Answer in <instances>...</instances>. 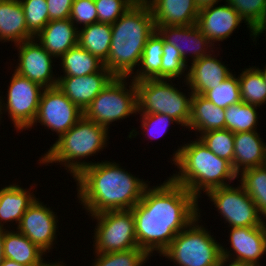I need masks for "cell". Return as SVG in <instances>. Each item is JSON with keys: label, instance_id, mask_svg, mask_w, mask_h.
Segmentation results:
<instances>
[{"label": "cell", "instance_id": "obj_38", "mask_svg": "<svg viewBox=\"0 0 266 266\" xmlns=\"http://www.w3.org/2000/svg\"><path fill=\"white\" fill-rule=\"evenodd\" d=\"M22 4L27 30L35 37L49 22L46 0H19Z\"/></svg>", "mask_w": 266, "mask_h": 266}, {"label": "cell", "instance_id": "obj_30", "mask_svg": "<svg viewBox=\"0 0 266 266\" xmlns=\"http://www.w3.org/2000/svg\"><path fill=\"white\" fill-rule=\"evenodd\" d=\"M241 101L262 108L266 105V83L261 72L252 66L238 74Z\"/></svg>", "mask_w": 266, "mask_h": 266}, {"label": "cell", "instance_id": "obj_25", "mask_svg": "<svg viewBox=\"0 0 266 266\" xmlns=\"http://www.w3.org/2000/svg\"><path fill=\"white\" fill-rule=\"evenodd\" d=\"M187 129L198 133L196 137L204 132L225 129V109L215 106L203 95L193 94Z\"/></svg>", "mask_w": 266, "mask_h": 266}, {"label": "cell", "instance_id": "obj_23", "mask_svg": "<svg viewBox=\"0 0 266 266\" xmlns=\"http://www.w3.org/2000/svg\"><path fill=\"white\" fill-rule=\"evenodd\" d=\"M266 164V142L258 131L234 134L233 171H242Z\"/></svg>", "mask_w": 266, "mask_h": 266}, {"label": "cell", "instance_id": "obj_2", "mask_svg": "<svg viewBox=\"0 0 266 266\" xmlns=\"http://www.w3.org/2000/svg\"><path fill=\"white\" fill-rule=\"evenodd\" d=\"M140 178L126 171L118 162L98 161L85 167L73 179L77 186V201L88 215L131 210L151 182Z\"/></svg>", "mask_w": 266, "mask_h": 266}, {"label": "cell", "instance_id": "obj_4", "mask_svg": "<svg viewBox=\"0 0 266 266\" xmlns=\"http://www.w3.org/2000/svg\"><path fill=\"white\" fill-rule=\"evenodd\" d=\"M109 56L103 65L115 77H131L148 38L156 30L148 3H135L114 24Z\"/></svg>", "mask_w": 266, "mask_h": 266}, {"label": "cell", "instance_id": "obj_41", "mask_svg": "<svg viewBox=\"0 0 266 266\" xmlns=\"http://www.w3.org/2000/svg\"><path fill=\"white\" fill-rule=\"evenodd\" d=\"M69 18L78 29L97 23L98 15L94 0H74Z\"/></svg>", "mask_w": 266, "mask_h": 266}, {"label": "cell", "instance_id": "obj_17", "mask_svg": "<svg viewBox=\"0 0 266 266\" xmlns=\"http://www.w3.org/2000/svg\"><path fill=\"white\" fill-rule=\"evenodd\" d=\"M155 28L166 42L179 50L183 60L187 64L190 61L193 62L201 59L203 56L209 55L216 49L206 35L201 32L197 24Z\"/></svg>", "mask_w": 266, "mask_h": 266}, {"label": "cell", "instance_id": "obj_40", "mask_svg": "<svg viewBox=\"0 0 266 266\" xmlns=\"http://www.w3.org/2000/svg\"><path fill=\"white\" fill-rule=\"evenodd\" d=\"M98 22L114 24L136 2L134 0H94Z\"/></svg>", "mask_w": 266, "mask_h": 266}, {"label": "cell", "instance_id": "obj_36", "mask_svg": "<svg viewBox=\"0 0 266 266\" xmlns=\"http://www.w3.org/2000/svg\"><path fill=\"white\" fill-rule=\"evenodd\" d=\"M188 65L182 58L179 50L164 40L161 63V79L184 78L188 76ZM186 71V72H185Z\"/></svg>", "mask_w": 266, "mask_h": 266}, {"label": "cell", "instance_id": "obj_39", "mask_svg": "<svg viewBox=\"0 0 266 266\" xmlns=\"http://www.w3.org/2000/svg\"><path fill=\"white\" fill-rule=\"evenodd\" d=\"M140 115V125L142 131L147 134L149 140L158 139L167 134L170 126L173 124L180 125V123L169 115L152 113V114H136ZM171 124V125H170ZM151 137V138H150Z\"/></svg>", "mask_w": 266, "mask_h": 266}, {"label": "cell", "instance_id": "obj_12", "mask_svg": "<svg viewBox=\"0 0 266 266\" xmlns=\"http://www.w3.org/2000/svg\"><path fill=\"white\" fill-rule=\"evenodd\" d=\"M83 117V111L71 102L57 87L44 88L38 106V112L31 130L39 123L51 130L59 139ZM33 127V128H32Z\"/></svg>", "mask_w": 266, "mask_h": 266}, {"label": "cell", "instance_id": "obj_14", "mask_svg": "<svg viewBox=\"0 0 266 266\" xmlns=\"http://www.w3.org/2000/svg\"><path fill=\"white\" fill-rule=\"evenodd\" d=\"M14 47L18 51V59L14 67L16 69L13 71L43 88L57 86L59 74L53 72L55 67L53 63L57 59L48 53L35 38L16 44Z\"/></svg>", "mask_w": 266, "mask_h": 266}, {"label": "cell", "instance_id": "obj_51", "mask_svg": "<svg viewBox=\"0 0 266 266\" xmlns=\"http://www.w3.org/2000/svg\"><path fill=\"white\" fill-rule=\"evenodd\" d=\"M64 261L62 260L57 266H65V262L63 263Z\"/></svg>", "mask_w": 266, "mask_h": 266}, {"label": "cell", "instance_id": "obj_19", "mask_svg": "<svg viewBox=\"0 0 266 266\" xmlns=\"http://www.w3.org/2000/svg\"><path fill=\"white\" fill-rule=\"evenodd\" d=\"M218 48L220 49L217 47L209 55L189 63L186 82L193 94L203 95L233 74L228 64L222 62L223 58H217L220 56Z\"/></svg>", "mask_w": 266, "mask_h": 266}, {"label": "cell", "instance_id": "obj_46", "mask_svg": "<svg viewBox=\"0 0 266 266\" xmlns=\"http://www.w3.org/2000/svg\"><path fill=\"white\" fill-rule=\"evenodd\" d=\"M0 266H27V265H22V264H19L13 260L4 258L3 261L1 262Z\"/></svg>", "mask_w": 266, "mask_h": 266}, {"label": "cell", "instance_id": "obj_37", "mask_svg": "<svg viewBox=\"0 0 266 266\" xmlns=\"http://www.w3.org/2000/svg\"><path fill=\"white\" fill-rule=\"evenodd\" d=\"M255 31L266 20V0H224Z\"/></svg>", "mask_w": 266, "mask_h": 266}, {"label": "cell", "instance_id": "obj_29", "mask_svg": "<svg viewBox=\"0 0 266 266\" xmlns=\"http://www.w3.org/2000/svg\"><path fill=\"white\" fill-rule=\"evenodd\" d=\"M62 75L58 77L85 76L98 72L104 65L96 56L83 49L79 44L72 47L59 59Z\"/></svg>", "mask_w": 266, "mask_h": 266}, {"label": "cell", "instance_id": "obj_31", "mask_svg": "<svg viewBox=\"0 0 266 266\" xmlns=\"http://www.w3.org/2000/svg\"><path fill=\"white\" fill-rule=\"evenodd\" d=\"M259 107L243 101L225 109V129L233 133L257 131Z\"/></svg>", "mask_w": 266, "mask_h": 266}, {"label": "cell", "instance_id": "obj_44", "mask_svg": "<svg viewBox=\"0 0 266 266\" xmlns=\"http://www.w3.org/2000/svg\"><path fill=\"white\" fill-rule=\"evenodd\" d=\"M221 1L223 0H195L199 10L214 4H219Z\"/></svg>", "mask_w": 266, "mask_h": 266}, {"label": "cell", "instance_id": "obj_42", "mask_svg": "<svg viewBox=\"0 0 266 266\" xmlns=\"http://www.w3.org/2000/svg\"><path fill=\"white\" fill-rule=\"evenodd\" d=\"M48 6L49 21L64 20L70 17L74 0H46Z\"/></svg>", "mask_w": 266, "mask_h": 266}, {"label": "cell", "instance_id": "obj_26", "mask_svg": "<svg viewBox=\"0 0 266 266\" xmlns=\"http://www.w3.org/2000/svg\"><path fill=\"white\" fill-rule=\"evenodd\" d=\"M4 258L27 266H42L46 254L16 229L3 230Z\"/></svg>", "mask_w": 266, "mask_h": 266}, {"label": "cell", "instance_id": "obj_28", "mask_svg": "<svg viewBox=\"0 0 266 266\" xmlns=\"http://www.w3.org/2000/svg\"><path fill=\"white\" fill-rule=\"evenodd\" d=\"M111 40V24L97 22L79 29L78 44L103 63L109 56Z\"/></svg>", "mask_w": 266, "mask_h": 266}, {"label": "cell", "instance_id": "obj_45", "mask_svg": "<svg viewBox=\"0 0 266 266\" xmlns=\"http://www.w3.org/2000/svg\"><path fill=\"white\" fill-rule=\"evenodd\" d=\"M262 33L265 37L266 40V20L255 30V44L256 45V41L260 38L259 36H262Z\"/></svg>", "mask_w": 266, "mask_h": 266}, {"label": "cell", "instance_id": "obj_13", "mask_svg": "<svg viewBox=\"0 0 266 266\" xmlns=\"http://www.w3.org/2000/svg\"><path fill=\"white\" fill-rule=\"evenodd\" d=\"M36 198L23 214L15 229L26 236L46 255L57 248V233H59V219L54 208ZM45 204V205H44ZM52 208V209H51ZM56 213V214H55Z\"/></svg>", "mask_w": 266, "mask_h": 266}, {"label": "cell", "instance_id": "obj_16", "mask_svg": "<svg viewBox=\"0 0 266 266\" xmlns=\"http://www.w3.org/2000/svg\"><path fill=\"white\" fill-rule=\"evenodd\" d=\"M228 231L230 249L222 243L221 255L253 266H262L260 261L266 254V222L261 226L231 227Z\"/></svg>", "mask_w": 266, "mask_h": 266}, {"label": "cell", "instance_id": "obj_33", "mask_svg": "<svg viewBox=\"0 0 266 266\" xmlns=\"http://www.w3.org/2000/svg\"><path fill=\"white\" fill-rule=\"evenodd\" d=\"M93 253L95 257L92 260V266H145L151 257L141 248L111 253Z\"/></svg>", "mask_w": 266, "mask_h": 266}, {"label": "cell", "instance_id": "obj_35", "mask_svg": "<svg viewBox=\"0 0 266 266\" xmlns=\"http://www.w3.org/2000/svg\"><path fill=\"white\" fill-rule=\"evenodd\" d=\"M215 106L226 109L230 105L241 102L238 75L232 74L217 87L203 94Z\"/></svg>", "mask_w": 266, "mask_h": 266}, {"label": "cell", "instance_id": "obj_20", "mask_svg": "<svg viewBox=\"0 0 266 266\" xmlns=\"http://www.w3.org/2000/svg\"><path fill=\"white\" fill-rule=\"evenodd\" d=\"M31 185L29 188H24L17 182L0 188V229H14L15 225L18 226L23 214L37 198L34 189L38 184L34 182Z\"/></svg>", "mask_w": 266, "mask_h": 266}, {"label": "cell", "instance_id": "obj_43", "mask_svg": "<svg viewBox=\"0 0 266 266\" xmlns=\"http://www.w3.org/2000/svg\"><path fill=\"white\" fill-rule=\"evenodd\" d=\"M217 266H253L246 262L232 260L226 257L221 256Z\"/></svg>", "mask_w": 266, "mask_h": 266}, {"label": "cell", "instance_id": "obj_6", "mask_svg": "<svg viewBox=\"0 0 266 266\" xmlns=\"http://www.w3.org/2000/svg\"><path fill=\"white\" fill-rule=\"evenodd\" d=\"M176 79H146L135 82L137 89V114L159 113L169 115L187 130L191 114L192 90L182 80L189 92L185 93L173 83Z\"/></svg>", "mask_w": 266, "mask_h": 266}, {"label": "cell", "instance_id": "obj_11", "mask_svg": "<svg viewBox=\"0 0 266 266\" xmlns=\"http://www.w3.org/2000/svg\"><path fill=\"white\" fill-rule=\"evenodd\" d=\"M211 189L205 193L216 211L223 218L224 224L231 227L261 226L266 220L240 183Z\"/></svg>", "mask_w": 266, "mask_h": 266}, {"label": "cell", "instance_id": "obj_3", "mask_svg": "<svg viewBox=\"0 0 266 266\" xmlns=\"http://www.w3.org/2000/svg\"><path fill=\"white\" fill-rule=\"evenodd\" d=\"M177 147L170 161L177 166L178 171L170 178L184 186L198 200L202 193L238 180L232 164L212 153L198 137Z\"/></svg>", "mask_w": 266, "mask_h": 266}, {"label": "cell", "instance_id": "obj_32", "mask_svg": "<svg viewBox=\"0 0 266 266\" xmlns=\"http://www.w3.org/2000/svg\"><path fill=\"white\" fill-rule=\"evenodd\" d=\"M237 177L250 198L258 208V212L266 220V164L242 171Z\"/></svg>", "mask_w": 266, "mask_h": 266}, {"label": "cell", "instance_id": "obj_22", "mask_svg": "<svg viewBox=\"0 0 266 266\" xmlns=\"http://www.w3.org/2000/svg\"><path fill=\"white\" fill-rule=\"evenodd\" d=\"M79 29L70 18L52 20L35 36L43 48L56 59L78 44Z\"/></svg>", "mask_w": 266, "mask_h": 266}, {"label": "cell", "instance_id": "obj_49", "mask_svg": "<svg viewBox=\"0 0 266 266\" xmlns=\"http://www.w3.org/2000/svg\"><path fill=\"white\" fill-rule=\"evenodd\" d=\"M262 74L263 78H264V81L266 83V65L263 67V68H260V67H256Z\"/></svg>", "mask_w": 266, "mask_h": 266}, {"label": "cell", "instance_id": "obj_9", "mask_svg": "<svg viewBox=\"0 0 266 266\" xmlns=\"http://www.w3.org/2000/svg\"><path fill=\"white\" fill-rule=\"evenodd\" d=\"M96 221L93 252L111 253L139 248L132 210L105 211L88 215Z\"/></svg>", "mask_w": 266, "mask_h": 266}, {"label": "cell", "instance_id": "obj_5", "mask_svg": "<svg viewBox=\"0 0 266 266\" xmlns=\"http://www.w3.org/2000/svg\"><path fill=\"white\" fill-rule=\"evenodd\" d=\"M109 131L83 116L46 153H42L38 164L50 166L48 164L58 163L74 179L85 167L97 163L95 160L87 162L85 159L98 155L107 148Z\"/></svg>", "mask_w": 266, "mask_h": 266}, {"label": "cell", "instance_id": "obj_1", "mask_svg": "<svg viewBox=\"0 0 266 266\" xmlns=\"http://www.w3.org/2000/svg\"><path fill=\"white\" fill-rule=\"evenodd\" d=\"M199 200L184 186L167 177L159 185H148L131 209L138 247L156 256L170 245L176 234L199 216Z\"/></svg>", "mask_w": 266, "mask_h": 266}, {"label": "cell", "instance_id": "obj_21", "mask_svg": "<svg viewBox=\"0 0 266 266\" xmlns=\"http://www.w3.org/2000/svg\"><path fill=\"white\" fill-rule=\"evenodd\" d=\"M155 27L188 26L197 23L199 8L195 0H149Z\"/></svg>", "mask_w": 266, "mask_h": 266}, {"label": "cell", "instance_id": "obj_50", "mask_svg": "<svg viewBox=\"0 0 266 266\" xmlns=\"http://www.w3.org/2000/svg\"><path fill=\"white\" fill-rule=\"evenodd\" d=\"M137 3H147L149 0H134Z\"/></svg>", "mask_w": 266, "mask_h": 266}, {"label": "cell", "instance_id": "obj_8", "mask_svg": "<svg viewBox=\"0 0 266 266\" xmlns=\"http://www.w3.org/2000/svg\"><path fill=\"white\" fill-rule=\"evenodd\" d=\"M136 114L137 89L135 82L129 77H114L83 111L86 119L108 130L113 122H122L131 115L136 117Z\"/></svg>", "mask_w": 266, "mask_h": 266}, {"label": "cell", "instance_id": "obj_24", "mask_svg": "<svg viewBox=\"0 0 266 266\" xmlns=\"http://www.w3.org/2000/svg\"><path fill=\"white\" fill-rule=\"evenodd\" d=\"M35 38L28 30L19 0H0V42L14 45Z\"/></svg>", "mask_w": 266, "mask_h": 266}, {"label": "cell", "instance_id": "obj_48", "mask_svg": "<svg viewBox=\"0 0 266 266\" xmlns=\"http://www.w3.org/2000/svg\"><path fill=\"white\" fill-rule=\"evenodd\" d=\"M59 259V261L57 262V261H55V262H53L52 260H48L45 264H43L42 266H57L61 261H60V258H58ZM50 261H52L51 263H50Z\"/></svg>", "mask_w": 266, "mask_h": 266}, {"label": "cell", "instance_id": "obj_34", "mask_svg": "<svg viewBox=\"0 0 266 266\" xmlns=\"http://www.w3.org/2000/svg\"><path fill=\"white\" fill-rule=\"evenodd\" d=\"M234 134L228 129H220L204 132L198 138L212 153L226 159L233 166Z\"/></svg>", "mask_w": 266, "mask_h": 266}, {"label": "cell", "instance_id": "obj_10", "mask_svg": "<svg viewBox=\"0 0 266 266\" xmlns=\"http://www.w3.org/2000/svg\"><path fill=\"white\" fill-rule=\"evenodd\" d=\"M11 76L6 97L0 96V124L6 113L14 130L21 133L33 124L44 88L15 71Z\"/></svg>", "mask_w": 266, "mask_h": 266}, {"label": "cell", "instance_id": "obj_15", "mask_svg": "<svg viewBox=\"0 0 266 266\" xmlns=\"http://www.w3.org/2000/svg\"><path fill=\"white\" fill-rule=\"evenodd\" d=\"M214 4L200 9L197 19V26L206 35L210 42L217 47L218 42L231 38L241 23H245L249 30L250 38L255 41V31L245 22L238 12L226 1L224 5ZM217 43V45H216Z\"/></svg>", "mask_w": 266, "mask_h": 266}, {"label": "cell", "instance_id": "obj_7", "mask_svg": "<svg viewBox=\"0 0 266 266\" xmlns=\"http://www.w3.org/2000/svg\"><path fill=\"white\" fill-rule=\"evenodd\" d=\"M199 216L185 229L176 234L170 245L161 253L174 266H217L221 255V243L201 223ZM201 219V220H200ZM200 223V224H199ZM214 236V237H213Z\"/></svg>", "mask_w": 266, "mask_h": 266}, {"label": "cell", "instance_id": "obj_18", "mask_svg": "<svg viewBox=\"0 0 266 266\" xmlns=\"http://www.w3.org/2000/svg\"><path fill=\"white\" fill-rule=\"evenodd\" d=\"M115 76L103 66L85 76L58 77L57 87L82 111L97 97Z\"/></svg>", "mask_w": 266, "mask_h": 266}, {"label": "cell", "instance_id": "obj_27", "mask_svg": "<svg viewBox=\"0 0 266 266\" xmlns=\"http://www.w3.org/2000/svg\"><path fill=\"white\" fill-rule=\"evenodd\" d=\"M164 39L155 30L148 38L135 73L130 77L134 82L146 79H161V63Z\"/></svg>", "mask_w": 266, "mask_h": 266}, {"label": "cell", "instance_id": "obj_47", "mask_svg": "<svg viewBox=\"0 0 266 266\" xmlns=\"http://www.w3.org/2000/svg\"><path fill=\"white\" fill-rule=\"evenodd\" d=\"M4 259V254H3V229H0V265L1 262Z\"/></svg>", "mask_w": 266, "mask_h": 266}]
</instances>
